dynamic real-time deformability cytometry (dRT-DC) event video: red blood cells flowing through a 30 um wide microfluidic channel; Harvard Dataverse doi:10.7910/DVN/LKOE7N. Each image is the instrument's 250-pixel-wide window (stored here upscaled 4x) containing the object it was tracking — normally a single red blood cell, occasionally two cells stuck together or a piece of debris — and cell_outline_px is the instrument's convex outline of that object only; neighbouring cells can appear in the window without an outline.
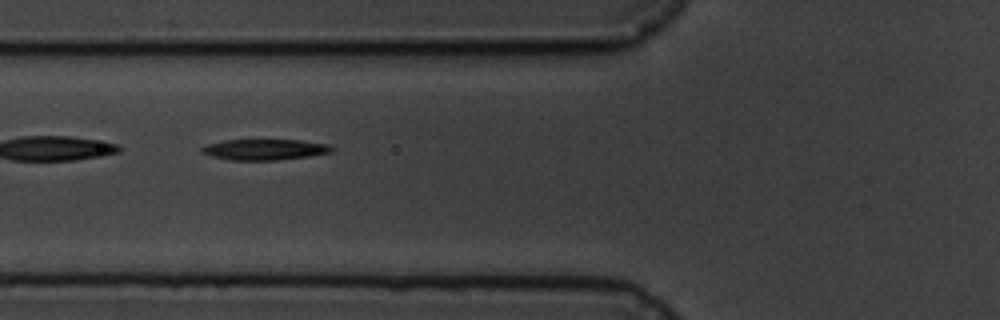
{"species": "common noctule bat (a hibernating species)", "species_latin": "Nyctalus noctula", "temperature_condition": "cold", "stored_images_in_passage": 6, "segment_of_instrument_passage": [2, 2], "camera_frame_rate_fps": 3000, "um_per_image_px": 0.085, "animal": {"sex": "male", "body_mass_g": 19.5, "forearm_length_mm": 54.6}, "frame": {"image": 1, "passage_image": 5, "time_ms": 5.0, "image_size_px": [1000, 320], "cell_outline_px": [[336, 148], [332, 152], [308, 156], [280, 160], [228, 160], [212, 156], [200, 152], [200, 148], [208, 144], [224, 140], [300, 140], [328, 144]], "centroid_in_image_um": [22.51, 12.71], "position_along_channel_um": 103.3, "area_um2": 15.84}}